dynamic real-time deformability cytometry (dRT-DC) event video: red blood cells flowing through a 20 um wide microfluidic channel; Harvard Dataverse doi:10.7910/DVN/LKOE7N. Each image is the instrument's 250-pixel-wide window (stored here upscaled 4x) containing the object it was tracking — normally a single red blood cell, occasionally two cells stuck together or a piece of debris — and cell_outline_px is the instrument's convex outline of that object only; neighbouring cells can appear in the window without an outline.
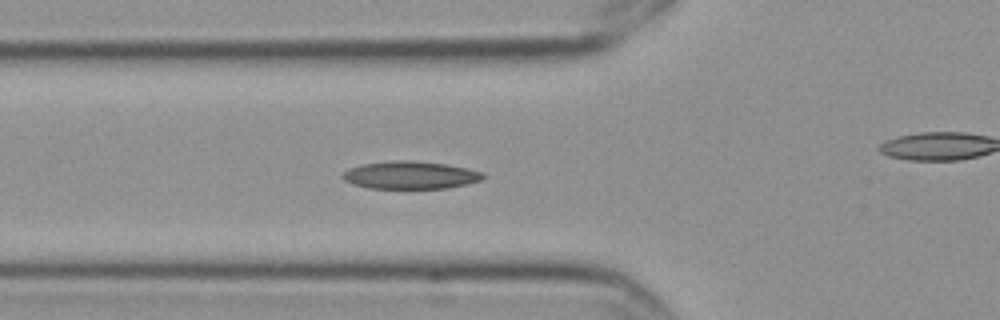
{"species": "Egyptian fruit bat (a non-hibernating species)", "species_latin": "Rousettus aegyptiacus", "temperature_condition": "cold", "stored_images_in_passage": 6, "segment_of_instrument_passage": [1, 2], "camera_frame_rate_fps": 3000, "um_per_image_px": 0.085, "frame": {"image": 1, "passage_image": 5, "time_ms": 1.333, "image_size_px": [1000, 320], "cell_outline_px": [[488, 176], [480, 180], [468, 184], [448, 188], [368, 188], [352, 184], [344, 180], [340, 176], [348, 168], [360, 164], [392, 160], [412, 160], [448, 164], [468, 168], [484, 172]], "centroid_in_image_um": [34.89, 14.87], "position_along_channel_um": 90.9, "area_um2": 23.06}}